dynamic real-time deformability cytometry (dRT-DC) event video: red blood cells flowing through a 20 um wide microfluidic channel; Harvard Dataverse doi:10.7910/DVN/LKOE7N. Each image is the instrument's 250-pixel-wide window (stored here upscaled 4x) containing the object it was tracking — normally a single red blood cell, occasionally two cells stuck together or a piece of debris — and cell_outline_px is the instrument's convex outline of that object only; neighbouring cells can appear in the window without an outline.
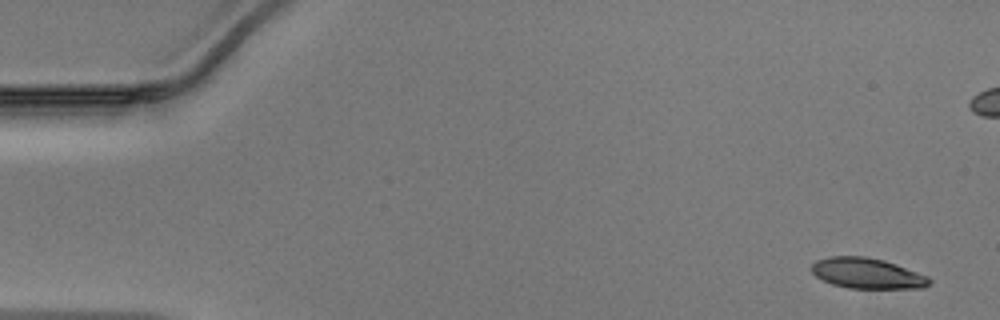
{"species": "Egyptian fruit bat (a non-hibernating species)", "species_latin": "Rousettus aegyptiacus", "temperature_condition": "warm", "stored_images_in_passage": 47, "camera_frame_rate_fps": 3000, "um_per_image_px": 0.085, "animal": {"sex": "male"}, "frame": {"image": 1, "passage_image": 1, "time_ms": 0.0, "image_size_px": [1000, 320], "cell_outline_px": [[932, 280], [924, 288], [848, 288], [832, 284], [816, 276], [812, 272], [812, 264], [816, 260], [832, 256], [864, 256], [884, 260], [896, 264], [928, 276]], "centroid_in_image_um": [73.72, 23.23], "position_along_channel_um": 11.3, "area_um2": 20.87}}
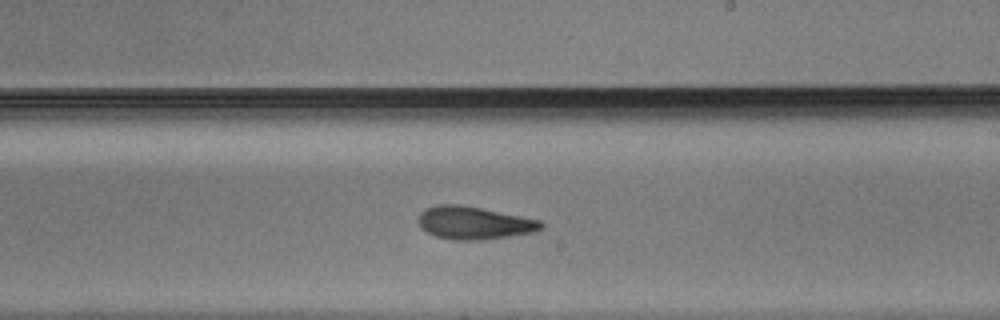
{"frame": {"image": 2, "passage_image": 27, "time_ms": 8.667, "image_size_px": [1000, 320], "cell_outline_px": [[544, 228], [532, 232], [484, 240], [452, 240], [436, 236], [420, 228], [416, 220], [420, 212], [424, 208], [440, 204], [460, 204], [540, 220], [544, 224]], "centroid_in_image_um": [40.23, 18.94], "position_along_channel_um": 248.8, "area_um2": 23.52}}
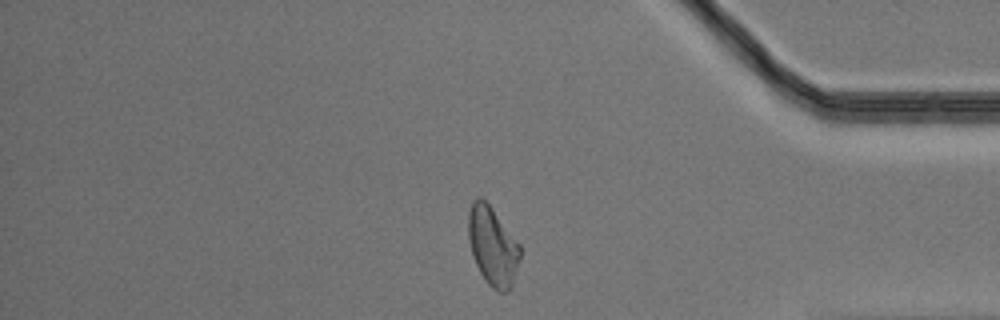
{"frame": {"image": 3, "passage_image": 39, "time_ms": 12.667, "image_size_px": [1000, 320], "cell_outline_px": [[520, 260], [512, 284], [508, 292], [500, 292], [492, 288], [484, 280], [476, 264], [472, 252], [468, 236], [468, 212], [472, 200], [476, 196], [480, 196], [492, 208], [520, 244]], "centroid_in_image_um": [41.87, 20.91], "position_along_channel_um": 393.3, "area_um2": 23.76}}